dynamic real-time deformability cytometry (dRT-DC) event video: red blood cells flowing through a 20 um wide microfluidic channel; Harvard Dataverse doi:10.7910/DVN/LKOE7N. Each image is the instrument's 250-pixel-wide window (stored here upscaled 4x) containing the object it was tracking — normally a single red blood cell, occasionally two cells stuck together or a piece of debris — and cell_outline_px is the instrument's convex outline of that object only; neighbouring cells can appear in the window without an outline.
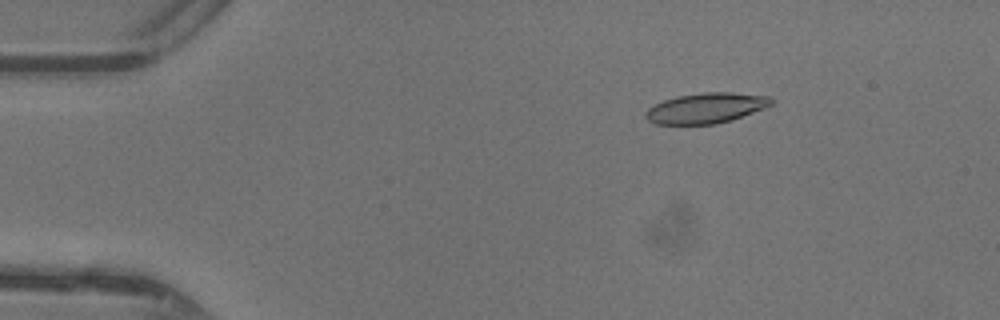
{"species": "common noctule bat (a hibernating species)", "species_latin": "Nyctalus noctula", "temperature_condition": "warm", "stored_images_in_passage": 48, "camera_frame_rate_fps": 3000, "um_per_image_px": 0.085, "animal": {"sex": "female"}, "frame": {"image": 1, "passage_image": 8, "time_ms": 2.333, "image_size_px": [1000, 320], "cell_outline_px": [[776, 100], [772, 104], [764, 108], [732, 120], [716, 124], [656, 124], [648, 120], [644, 116], [644, 112], [648, 108], [664, 100], [676, 96], [704, 92], [732, 92], [768, 96]], "centroid_in_image_um": [60.02, 9.18], "position_along_channel_um": 25.0, "area_um2": 22.31}}
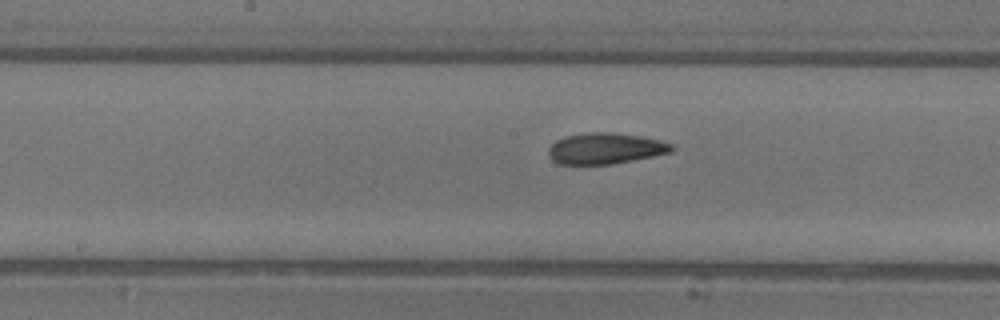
{"frame": {"image": 2, "passage_image": 25, "time_ms": 8.0, "image_size_px": [1000, 320], "cell_outline_px": [[676, 148], [672, 152], [612, 164], [560, 164], [552, 160], [548, 156], [548, 148], [556, 140], [564, 136], [584, 132], [612, 132], [640, 136], [660, 140], [672, 144]], "centroid_in_image_um": [51.44, 12.61], "position_along_channel_um": 196.8, "area_um2": 22.43}}
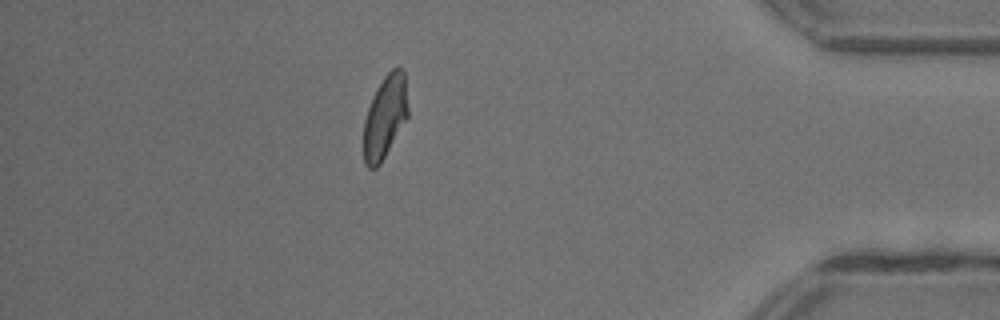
{"frame": {"image": 3, "passage_image": 42, "time_ms": 13.667, "image_size_px": [1000, 320], "cell_outline_px": [[408, 116], [380, 164], [376, 168], [368, 168], [364, 164], [364, 120], [372, 96], [376, 88], [384, 76], [396, 64], [404, 68], [408, 108]], "centroid_in_image_um": [32.73, 9.88], "position_along_channel_um": 402.5, "area_um2": 21.56}, "authors_computed_cell_mechanics": {"area_um2": 22.253, "velocity_mm_per_s": 4.388, "shape_relaxation_time_tau1_ms": 6.8411, "shape_relaxation_time_tau2_ms": 1.9002, "deformation_change_tau1": 0.2002, "deformation_change_tau2": 0.087}}